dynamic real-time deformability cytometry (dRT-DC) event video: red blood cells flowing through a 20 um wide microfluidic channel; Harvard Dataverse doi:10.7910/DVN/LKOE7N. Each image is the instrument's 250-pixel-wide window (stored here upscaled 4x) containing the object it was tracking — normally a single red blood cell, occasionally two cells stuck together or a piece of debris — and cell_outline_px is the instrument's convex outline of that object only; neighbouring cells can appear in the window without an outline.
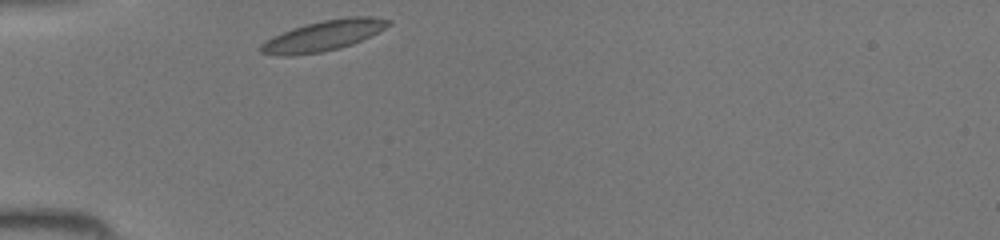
{"species": "common noctule bat (a hibernating species)", "species_latin": "Nyctalus noctula", "temperature_condition": "room temperature", "stored_images_in_passage": 26, "camera_frame_rate_fps": 3000, "um_per_image_px": 0.085, "animal": {"sex": "female", "body_mass_g": 19.5, "forearm_length_mm": 54.1}, "frame": {"image": 1, "passage_image": 1, "time_ms": 0.0, "image_size_px": [1000, 240], "cell_outline_px": [[392, 24], [352, 44], [340, 48], [320, 52], [288, 56], [280, 56], [260, 52], [260, 44], [264, 40], [292, 28], [320, 20], [348, 16], [372, 16], [392, 20]], "centroid_in_image_um": [27.47, 3.02], "position_along_channel_um": 57.5, "area_um2": 22.6}}
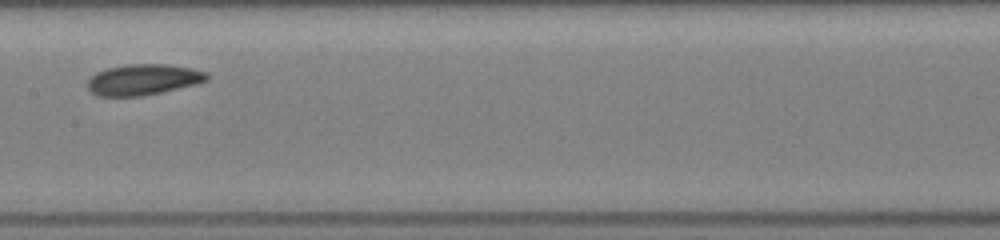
{"frame": {"image": 2, "passage_image": 11, "time_ms": 3.333, "image_size_px": [1000, 240], "cell_outline_px": [[208, 80], [196, 84], [160, 92], [140, 96], [100, 96], [92, 92], [88, 88], [88, 80], [96, 72], [108, 68], [128, 64], [168, 64], [192, 68], [208, 72]], "centroid_in_image_um": [12.2, 6.75], "position_along_channel_um": 195.2, "area_um2": 21.33}}
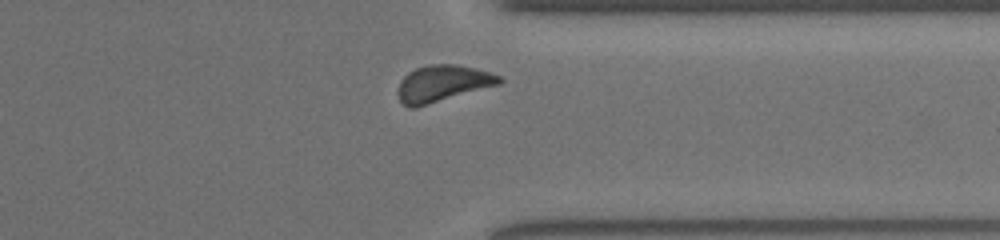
{"frame": {"image": 3, "passage_image": 23, "time_ms": 7.333, "image_size_px": [1000, 240], "cell_outline_px": [[504, 80], [500, 84], [416, 108], [412, 108], [404, 104], [400, 100], [400, 80], [408, 72], [416, 68], [432, 64], [456, 64], [476, 68], [500, 76]], "centroid_in_image_um": [37.65, 7.09], "position_along_channel_um": 373.7, "area_um2": 21.39}}